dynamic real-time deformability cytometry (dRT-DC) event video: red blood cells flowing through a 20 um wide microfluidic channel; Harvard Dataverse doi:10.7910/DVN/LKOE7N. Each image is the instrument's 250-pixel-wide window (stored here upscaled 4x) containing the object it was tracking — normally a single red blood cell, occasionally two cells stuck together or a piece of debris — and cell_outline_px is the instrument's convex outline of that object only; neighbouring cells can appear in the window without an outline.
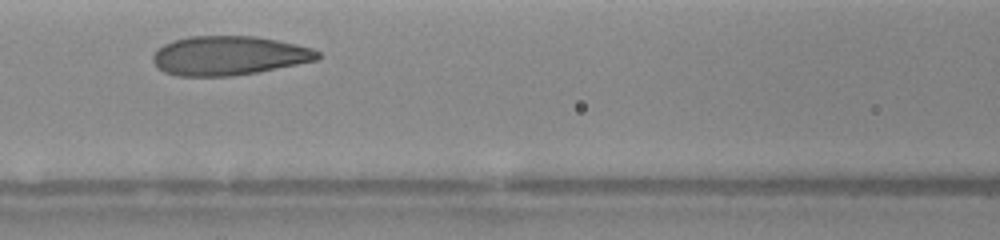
{"species": "human", "species_latin": "Homo sapiens", "temperature_condition": "warm", "stored_images_in_passage": 23, "camera_frame_rate_fps": 3000, "um_per_image_px": 0.085, "donor": {"sex": "female"}, "frame": {"image": 1, "passage_image": 7, "time_ms": 2.0, "image_size_px": [1000, 240], "cell_outline_px": [[320, 56], [316, 60], [256, 72], [232, 76], [176, 76], [164, 72], [156, 68], [152, 60], [152, 56], [164, 44], [172, 40], [188, 36], [256, 36], [296, 44], [312, 48], [320, 52]], "centroid_in_image_um": [19.41, 4.73], "position_along_channel_um": 147.2, "area_um2": 37.57}}
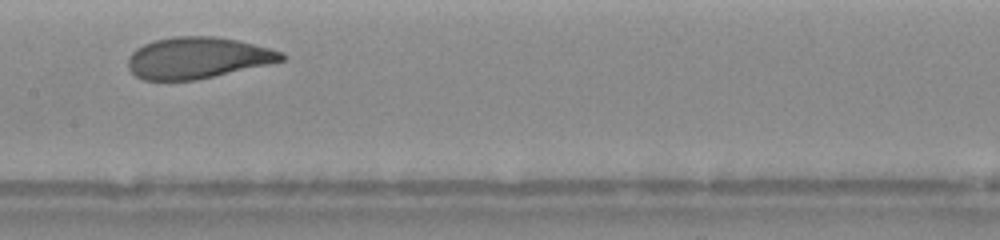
{"frame": {"image": 2, "passage_image": 10, "time_ms": 3.0, "image_size_px": [1000, 240], "cell_outline_px": [[288, 56], [284, 60], [196, 80], [144, 80], [136, 76], [128, 68], [128, 56], [136, 48], [144, 44], [156, 40], [176, 36], [216, 36], [236, 40], [284, 52]], "centroid_in_image_um": [16.77, 4.91], "position_along_channel_um": 190.6, "area_um2": 36.7}, "authors_computed_cell_mechanics": {"area_um2": 37.57, "velocity_mm_per_s": 4.3508, "shape_relaxation_time_tau1_ms": 2.8324, "shape_relaxation_time_tau2_ms": 0.9757, "deformation_change_tau1": 0.1642, "deformation_change_tau2": 0.0724}}